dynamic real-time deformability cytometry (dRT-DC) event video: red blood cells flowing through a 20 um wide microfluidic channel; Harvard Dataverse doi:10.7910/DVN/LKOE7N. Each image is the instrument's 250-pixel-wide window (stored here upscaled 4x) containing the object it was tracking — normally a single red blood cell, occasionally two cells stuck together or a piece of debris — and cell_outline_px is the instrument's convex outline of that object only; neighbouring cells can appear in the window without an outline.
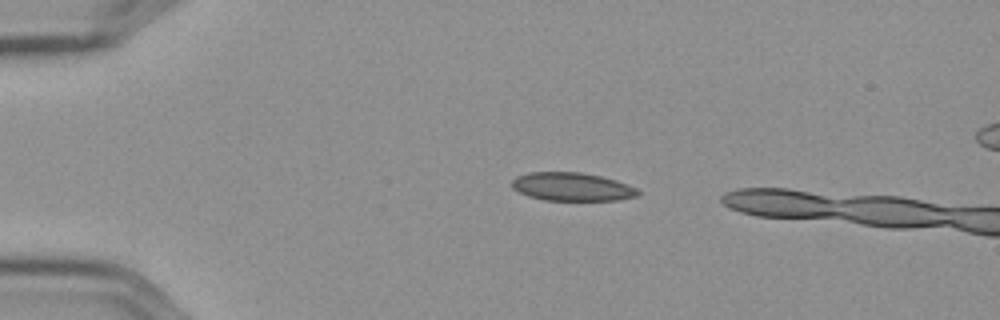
{"species": "Egyptian fruit bat (a non-hibernating species)", "species_latin": "Rousettus aegyptiacus", "temperature_condition": "cold", "stored_images_in_passage": 11, "camera_frame_rate_fps": 3000, "um_per_image_px": 0.085, "frame": {"image": 1, "passage_image": 1, "time_ms": 0.0, "image_size_px": [1000, 320], "cell_outline_px": [[640, 192], [636, 196], [616, 200], [544, 200], [528, 196], [512, 188], [512, 180], [516, 176], [528, 172], [580, 172], [600, 176], [616, 180], [628, 184], [636, 188]], "centroid_in_image_um": [48.6, 15.87], "position_along_channel_um": 36.4, "area_um2": 20.75}}
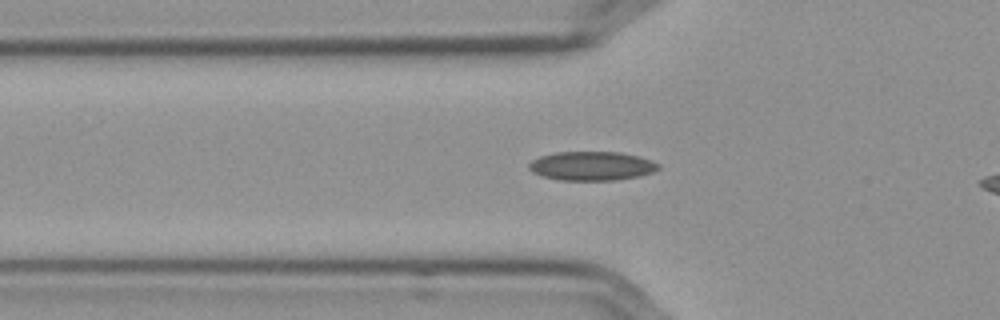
{"frame": {"image": 2, "passage_image": 8, "time_ms": 2.333, "image_size_px": [1000, 320], "cell_outline_px": [[660, 168], [652, 172], [640, 176], [616, 180], [560, 180], [540, 176], [532, 172], [528, 168], [528, 164], [532, 160], [540, 156], [556, 152], [620, 152], [640, 156], [652, 160], [660, 164]], "centroid_in_image_um": [50.3, 14.1], "position_along_channel_um": 75.5, "area_um2": 22.08}}